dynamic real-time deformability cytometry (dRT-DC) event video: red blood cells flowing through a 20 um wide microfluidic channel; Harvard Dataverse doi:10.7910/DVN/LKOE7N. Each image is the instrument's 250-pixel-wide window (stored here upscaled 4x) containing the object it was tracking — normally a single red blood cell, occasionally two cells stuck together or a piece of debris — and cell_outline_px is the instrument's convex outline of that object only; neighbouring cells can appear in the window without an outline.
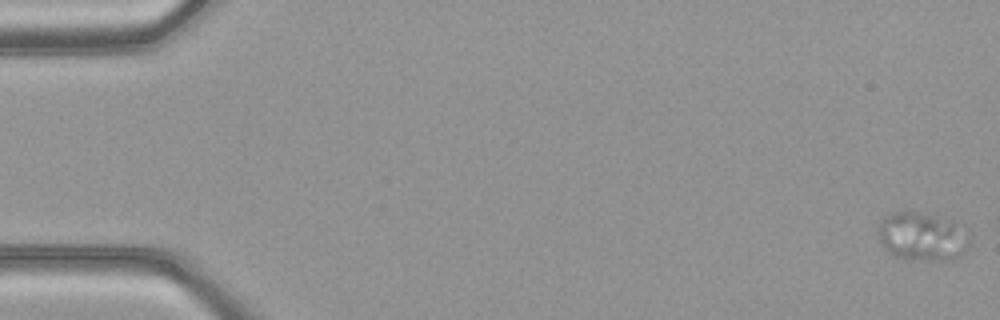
{"species": "common noctule bat (a hibernating species)", "species_latin": "Nyctalus noctula", "temperature_condition": "warm", "stored_images_in_passage": 9, "camera_frame_rate_fps": 3000, "um_per_image_px": 0.085, "animal": {"sex": "female", "body_mass_g": 21.9}, "frame": {"image": 1, "passage_image": 1, "time_ms": 0.0, "image_size_px": [1000, 320], "cell_outline_px": [[968, 248], [960, 256], [952, 260], [920, 260], [892, 256], [884, 248], [880, 240], [880, 224], [884, 216], [892, 212], [916, 212], [948, 220], [952, 224], [968, 244]], "centroid_in_image_um": [78.27, 20.15], "position_along_channel_um": 6.7, "area_um2": 24.51}}